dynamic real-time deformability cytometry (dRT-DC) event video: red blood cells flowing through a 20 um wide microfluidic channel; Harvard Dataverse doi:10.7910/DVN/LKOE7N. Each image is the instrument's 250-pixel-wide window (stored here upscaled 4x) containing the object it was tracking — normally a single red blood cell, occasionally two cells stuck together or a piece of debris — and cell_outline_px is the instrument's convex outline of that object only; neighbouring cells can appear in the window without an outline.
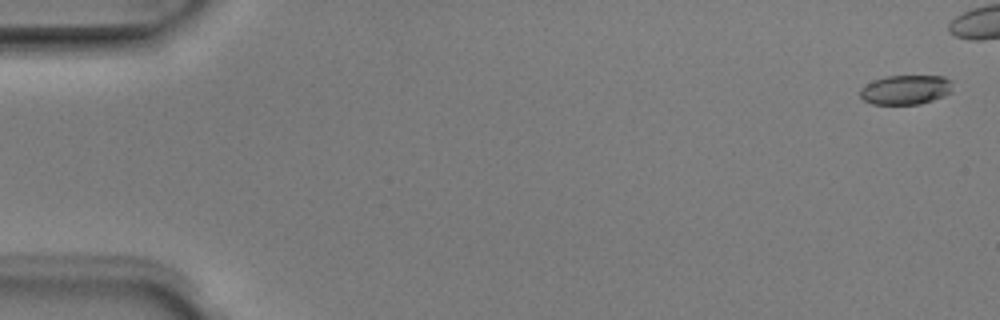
{"species": "Egyptian fruit bat (a non-hibernating species)", "species_latin": "Rousettus aegyptiacus", "temperature_condition": "room temperature", "stored_images_in_passage": 9, "camera_frame_rate_fps": 3000, "um_per_image_px": 0.085, "animal": {"sex": "male"}, "frame": {"image": 1, "passage_image": 1, "time_ms": 0.0, "image_size_px": [1000, 320], "cell_outline_px": [[952, 92], [944, 96], [920, 104], [872, 104], [864, 100], [860, 96], [860, 88], [872, 80], [888, 76], [944, 76], [952, 80]], "centroid_in_image_um": [76.99, 7.62], "position_along_channel_um": 8.0, "area_um2": 16.01}}
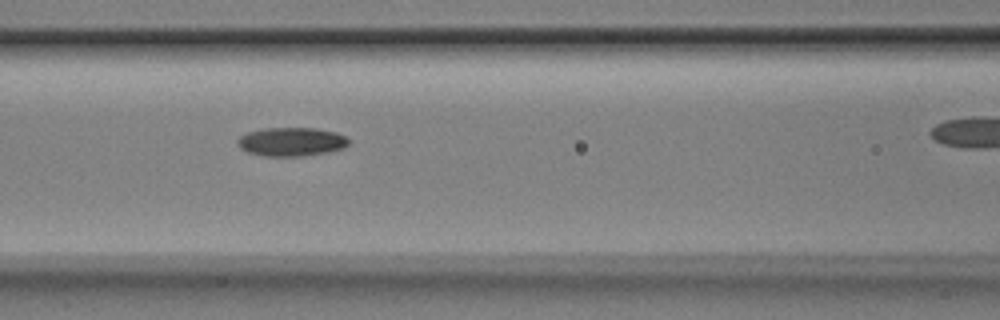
{"frame": {"image": 2, "passage_image": 6, "time_ms": 1.667, "image_size_px": [1000, 320], "cell_outline_px": [[348, 144], [344, 148], [328, 152], [304, 156], [264, 156], [248, 152], [240, 148], [236, 140], [240, 136], [248, 132], [264, 128], [316, 128], [336, 132], [344, 136], [348, 140]], "centroid_in_image_um": [24.76, 12.05], "position_along_channel_um": 141.8, "area_um2": 18.61}}
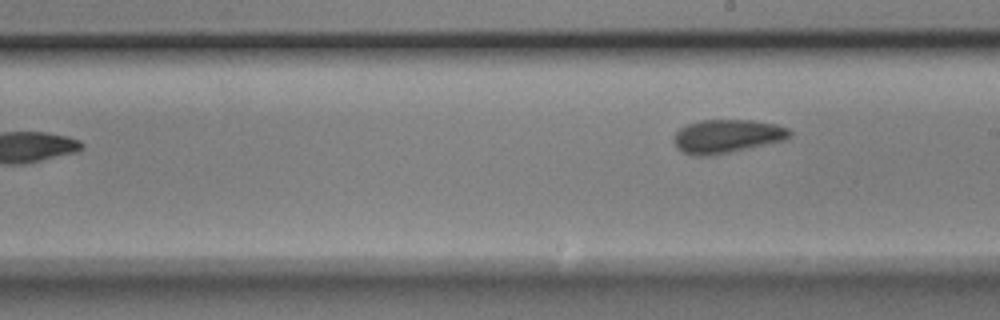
{"frame": {"image": 3, "passage_image": 9, "time_ms": 2.667, "image_size_px": [1000, 320], "cell_outline_px": [[792, 136], [784, 140], [712, 156], [692, 156], [680, 152], [676, 148], [672, 140], [672, 136], [684, 124], [700, 120], [752, 120], [776, 124], [788, 128], [792, 132]], "centroid_in_image_um": [61.72, 11.58], "position_along_channel_um": 227.3, "area_um2": 23.06}}